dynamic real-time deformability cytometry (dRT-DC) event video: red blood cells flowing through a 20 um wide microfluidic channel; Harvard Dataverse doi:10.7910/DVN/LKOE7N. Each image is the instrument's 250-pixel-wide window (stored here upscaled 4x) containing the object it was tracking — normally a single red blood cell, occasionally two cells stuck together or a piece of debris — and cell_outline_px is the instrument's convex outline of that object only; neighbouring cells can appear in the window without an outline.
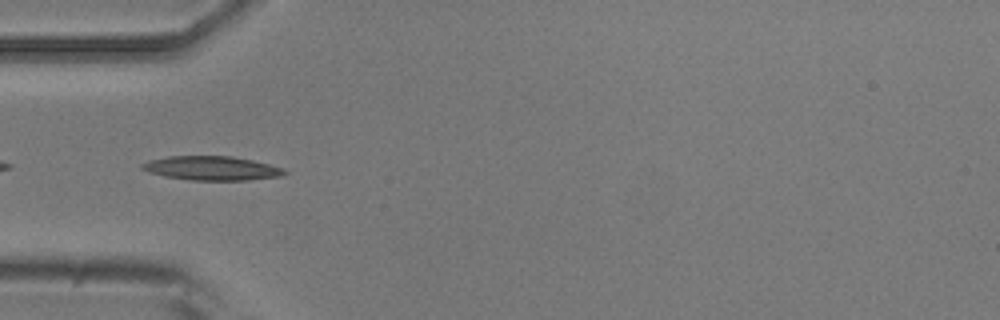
{"species": "common noctule bat (a hibernating species)", "species_latin": "Nyctalus noctula", "temperature_condition": "room temperature", "stored_images_in_passage": 39, "camera_frame_rate_fps": 3000, "um_per_image_px": 0.085, "animal": {"sex": "male", "body_mass_g": 20.5, "forearm_length_mm": 52.5}, "frame": {"image": 1, "passage_image": 2, "time_ms": 0.333, "image_size_px": [1000, 320], "cell_outline_px": [[288, 172], [280, 176], [244, 180], [192, 180], [164, 176], [148, 172], [140, 168], [140, 164], [152, 160], [168, 156], [232, 156], [252, 160], [284, 168]], "centroid_in_image_um": [17.98, 14.29], "position_along_channel_um": 67.0, "area_um2": 19.83}}
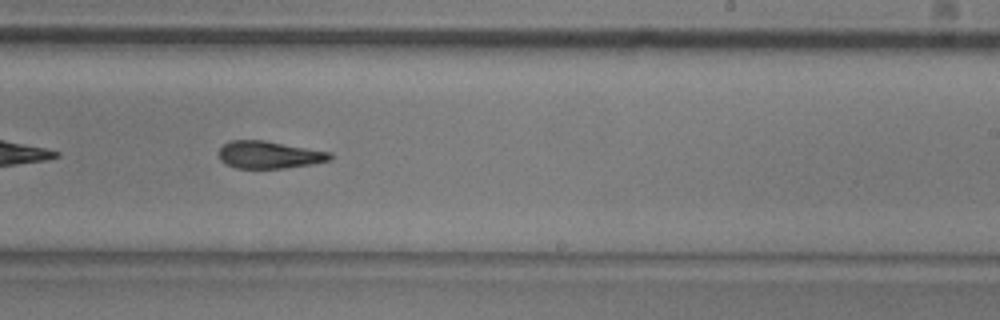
{"frame": {"image": 2, "passage_image": 18, "time_ms": 5.667, "image_size_px": [1000, 320], "cell_outline_px": [[332, 160], [312, 164], [284, 168], [236, 168], [224, 164], [220, 160], [220, 148], [224, 144], [232, 140], [264, 140], [332, 152]], "centroid_in_image_um": [22.9, 13.16], "position_along_channel_um": 266.1, "area_um2": 17.8}}
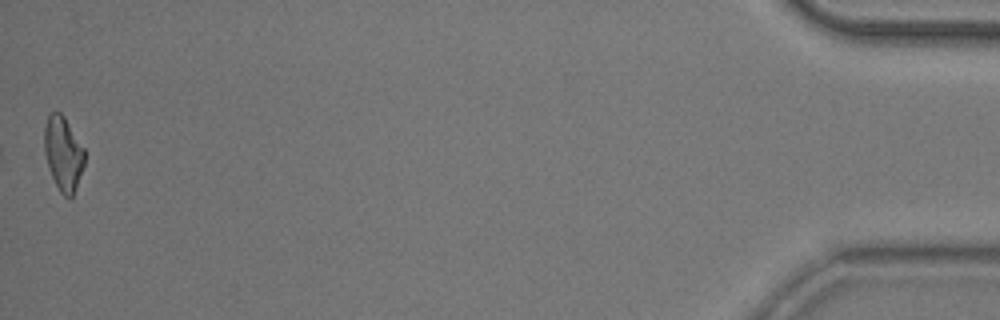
{"frame": {"image": 3, "passage_image": 39, "time_ms": 12.667, "image_size_px": [1000, 320], "cell_outline_px": [[84, 164], [72, 196], [68, 200], [60, 192], [48, 168], [44, 152], [44, 128], [48, 116], [52, 112], [60, 112], [64, 116], [84, 148]], "centroid_in_image_um": [5.36, 13.05], "position_along_channel_um": 429.8, "area_um2": 17.22}, "authors_computed_cell_mechanics": {"area_um2": 18.3804, "velocity_mm_per_s": 3.7211, "shape_relaxation_time_tau1_ms": 6.8221, "shape_relaxation_time_tau2_ms": 5.4932, "deformation_change_tau1": 0.1977, "deformation_change_tau2": 0.1319}}